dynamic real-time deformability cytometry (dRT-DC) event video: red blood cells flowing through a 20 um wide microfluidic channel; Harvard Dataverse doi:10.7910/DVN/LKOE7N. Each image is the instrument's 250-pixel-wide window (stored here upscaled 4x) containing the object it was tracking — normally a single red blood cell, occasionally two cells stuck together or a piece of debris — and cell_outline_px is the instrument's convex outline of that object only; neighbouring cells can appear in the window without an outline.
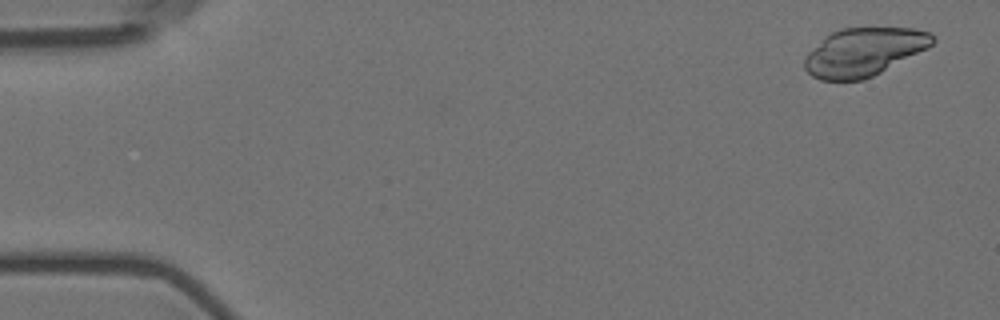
{"species": "Egyptian fruit bat (a non-hibernating species)", "species_latin": "Rousettus aegyptiacus", "temperature_condition": "room temperature", "stored_images_in_passage": 16, "camera_frame_rate_fps": 3000, "um_per_image_px": 0.085, "animal": {"sex": "female"}, "frame": {"image": 1, "passage_image": 3, "time_ms": 0.667, "image_size_px": [1000, 320], "cell_outline_px": [[936, 40], [928, 48], [864, 80], [820, 80], [812, 76], [804, 68], [804, 60], [808, 52], [832, 32], [840, 28], [912, 28], [932, 32], [936, 36]], "centroid_in_image_um": [73.45, 4.41], "position_along_channel_um": 11.5, "area_um2": 35.72}}